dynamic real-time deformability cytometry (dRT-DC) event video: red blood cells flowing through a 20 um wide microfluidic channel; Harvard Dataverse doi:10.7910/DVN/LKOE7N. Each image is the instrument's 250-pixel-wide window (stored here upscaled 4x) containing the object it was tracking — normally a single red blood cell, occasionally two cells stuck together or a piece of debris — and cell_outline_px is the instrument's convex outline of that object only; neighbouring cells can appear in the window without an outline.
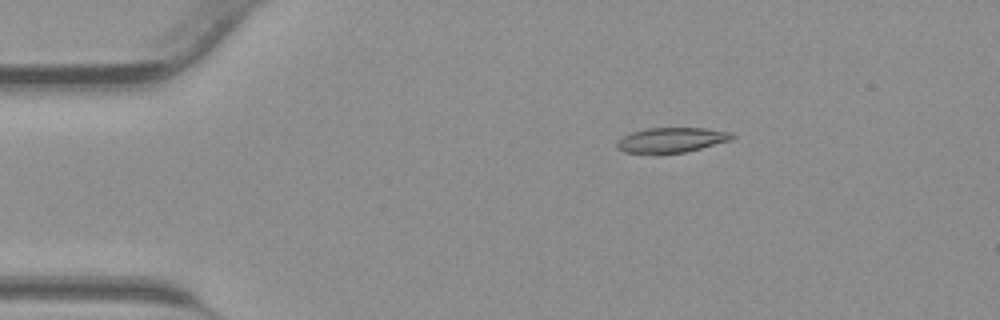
{"species": "common noctule bat (a hibernating species)", "species_latin": "Nyctalus noctula", "temperature_condition": "warm", "stored_images_in_passage": 43, "camera_frame_rate_fps": 3000, "um_per_image_px": 0.085, "animal": {"sex": "male", "body_mass_g": 23.1, "forearm_length_mm": 52.7}, "frame": {"image": 1, "passage_image": 8, "time_ms": 2.333, "image_size_px": [1000, 320], "cell_outline_px": [[736, 136], [732, 140], [684, 152], [660, 156], [652, 156], [624, 152], [616, 148], [616, 140], [632, 132], [644, 128], [704, 128], [732, 132]], "centroid_in_image_um": [57.01, 11.94], "position_along_channel_um": 28.0, "area_um2": 17.51}}
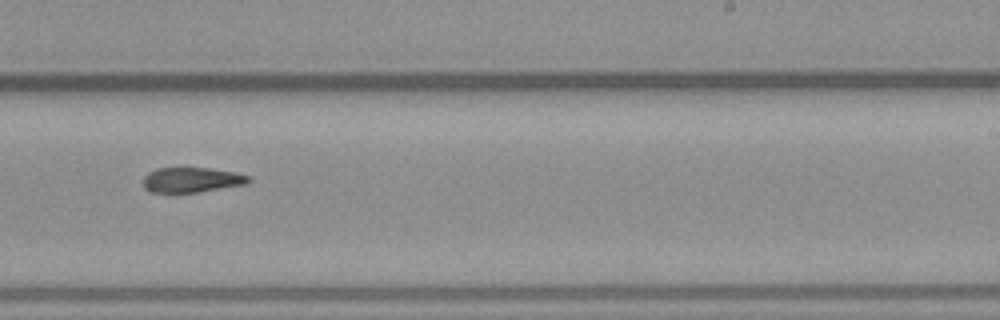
{"frame": {"image": 2, "passage_image": 27, "time_ms": 8.667, "image_size_px": [1000, 320], "cell_outline_px": [[252, 180], [248, 184], [200, 192], [172, 196], [148, 192], [144, 188], [144, 176], [148, 172], [156, 168], [208, 168], [236, 172], [248, 176]], "centroid_in_image_um": [16.24, 15.34], "position_along_channel_um": 272.8, "area_um2": 16.24}}
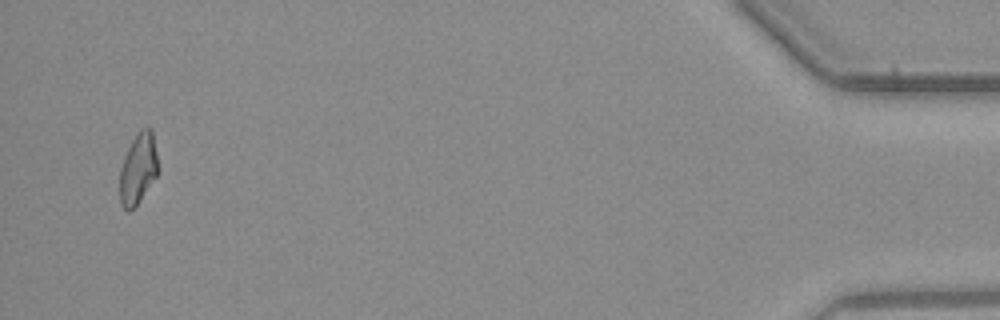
{"frame": {"image": 3, "passage_image": 42, "time_ms": 13.667, "image_size_px": [1000, 320], "cell_outline_px": [[156, 176], [136, 208], [128, 212], [120, 204], [120, 168], [124, 156], [136, 132], [140, 128], [152, 128], [156, 152]], "centroid_in_image_um": [11.71, 14.36], "position_along_channel_um": 423.5, "area_um2": 15.84}}